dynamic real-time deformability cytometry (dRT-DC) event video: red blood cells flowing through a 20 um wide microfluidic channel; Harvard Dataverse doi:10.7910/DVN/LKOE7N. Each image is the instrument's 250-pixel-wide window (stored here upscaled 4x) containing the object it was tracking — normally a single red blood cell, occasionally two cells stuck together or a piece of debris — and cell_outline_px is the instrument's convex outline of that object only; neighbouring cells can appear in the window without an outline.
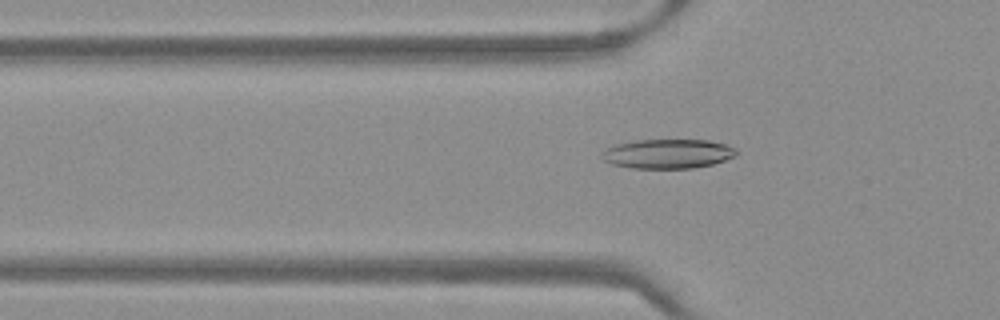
{"species": "Egyptian fruit bat (a non-hibernating species)", "species_latin": "Rousettus aegyptiacus", "temperature_condition": "warm", "stored_images_in_passage": 45, "camera_frame_rate_fps": 3000, "um_per_image_px": 0.085, "frame": {"image": 1, "passage_image": 11, "time_ms": 3.333, "image_size_px": [1000, 320], "cell_outline_px": [[740, 152], [736, 156], [712, 164], [692, 168], [632, 168], [612, 164], [604, 160], [600, 156], [600, 152], [616, 144], [636, 140], [708, 140], [724, 144], [736, 148]], "centroid_in_image_um": [56.77, 13.07], "position_along_channel_um": 69.0, "area_um2": 23.06}}
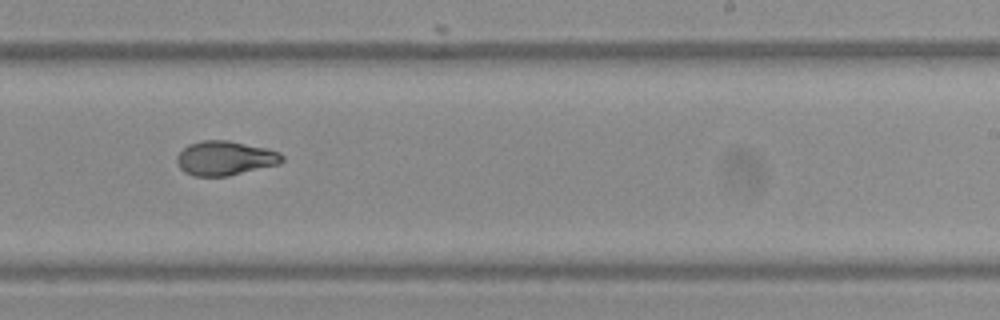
{"frame": {"image": 2, "passage_image": 26, "time_ms": 8.333, "image_size_px": [1000, 320], "cell_outline_px": [[284, 160], [280, 164], [228, 176], [192, 176], [184, 172], [180, 168], [176, 160], [176, 156], [188, 144], [200, 140], [228, 140], [268, 148], [280, 152], [284, 156]], "centroid_in_image_um": [19.14, 13.44], "position_along_channel_um": 269.9, "area_um2": 21.33}}
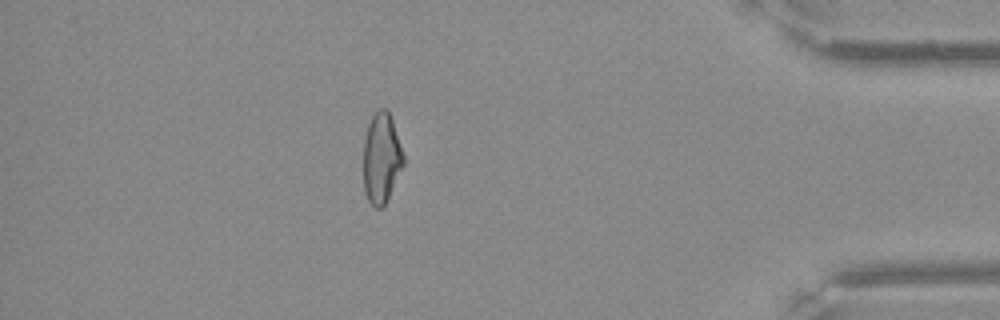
{"frame": {"image": 3, "passage_image": 39, "time_ms": 12.667, "image_size_px": [1000, 320], "cell_outline_px": [[404, 164], [384, 204], [380, 208], [376, 208], [368, 200], [364, 192], [364, 140], [368, 124], [372, 116], [380, 108], [388, 108], [404, 156]], "centroid_in_image_um": [32.41, 13.41], "position_along_channel_um": 402.8, "area_um2": 20.75}}